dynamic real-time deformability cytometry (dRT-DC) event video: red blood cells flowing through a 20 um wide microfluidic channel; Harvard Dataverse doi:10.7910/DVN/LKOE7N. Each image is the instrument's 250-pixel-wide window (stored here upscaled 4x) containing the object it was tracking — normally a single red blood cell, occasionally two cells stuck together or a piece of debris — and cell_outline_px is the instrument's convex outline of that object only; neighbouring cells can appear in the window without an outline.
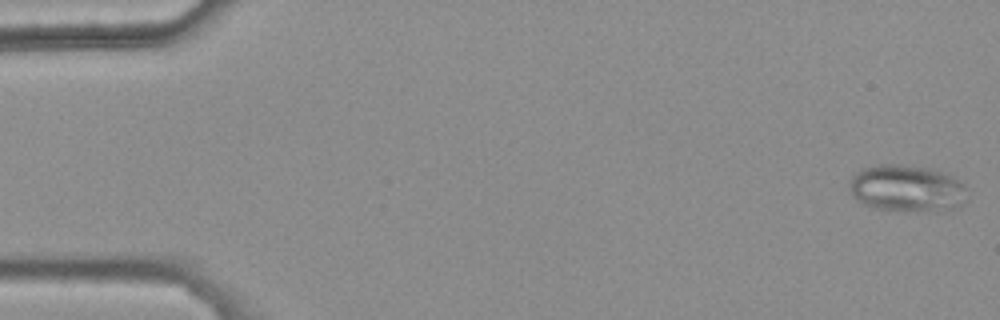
{"species": "common noctule bat (a hibernating species)", "species_latin": "Nyctalus noctula", "temperature_condition": "warm", "stored_images_in_passage": 47, "camera_frame_rate_fps": 3000, "um_per_image_px": 0.085, "animal": {"sex": "female", "body_mass_g": 25.1}, "frame": {"image": 1, "passage_image": 1, "time_ms": 0.0, "image_size_px": [1000, 320], "cell_outline_px": [[968, 188], [964, 200], [960, 204], [952, 208], [872, 208], [856, 200], [852, 196], [848, 184], [848, 180], [856, 172], [864, 168], [876, 164], [896, 164], [928, 168], [940, 172], [964, 184]], "centroid_in_image_um": [76.98, 15.95], "position_along_channel_um": 8.0, "area_um2": 30.92}}
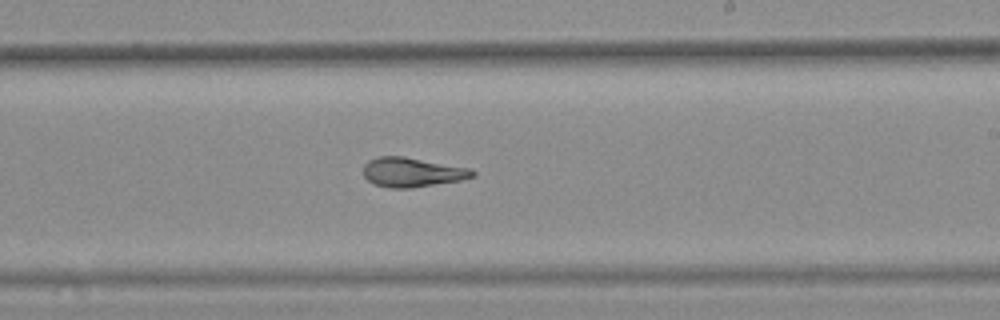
{"frame": {"image": 2, "passage_image": 32, "time_ms": 10.333, "image_size_px": [1000, 320], "cell_outline_px": [[476, 176], [460, 180], [412, 188], [388, 188], [376, 184], [368, 180], [364, 176], [364, 164], [368, 160], [376, 156], [404, 156], [472, 168], [476, 172]], "centroid_in_image_um": [35.06, 14.63], "position_along_channel_um": 253.9, "area_um2": 18.9}}
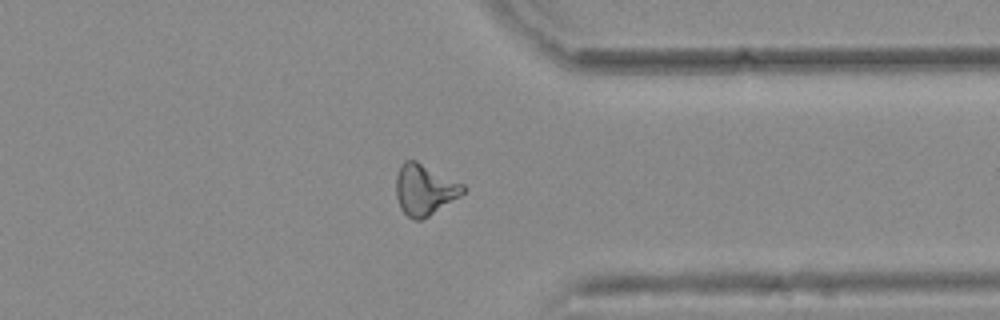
{"frame": {"image": 3, "passage_image": 42, "time_ms": 13.667, "image_size_px": [1000, 320], "cell_outline_px": [[468, 188], [460, 196], [428, 216], [420, 220], [412, 220], [400, 208], [396, 196], [396, 176], [404, 160], [416, 160], [464, 184]], "centroid_in_image_um": [36.09, 16.11], "position_along_channel_um": 375.3, "area_um2": 19.83}, "authors_computed_cell_mechanics": {"area_um2": 19.1896, "velocity_mm_per_s": 3.7645, "shape_relaxation_time_tau1_ms": null, "shape_relaxation_time_tau2_ms": 2.7888, "deformation_change_tau1": null, "deformation_change_tau2": 0.0893}}